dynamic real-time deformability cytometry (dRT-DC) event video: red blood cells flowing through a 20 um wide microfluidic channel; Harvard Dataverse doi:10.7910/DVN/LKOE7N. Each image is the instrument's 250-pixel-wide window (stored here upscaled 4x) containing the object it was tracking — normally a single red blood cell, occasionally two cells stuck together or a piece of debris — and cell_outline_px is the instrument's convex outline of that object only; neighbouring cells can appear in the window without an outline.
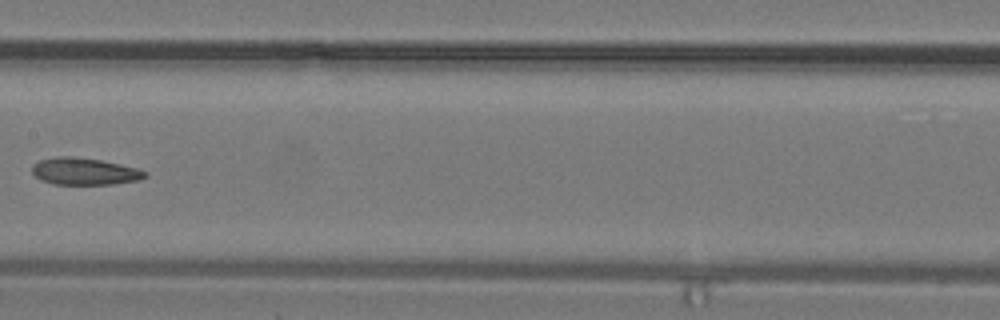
{"species": "common noctule bat (a hibernating species)", "species_latin": "Nyctalus noctula", "temperature_condition": "warm", "stored_images_in_passage": 22, "camera_frame_rate_fps": 3000, "um_per_image_px": 0.085, "animal": {"sex": "male", "body_mass_g": 19.2, "forearm_length_mm": 51.8}, "frame": {"image": 1, "passage_image": 19, "time_ms": 6.0, "image_size_px": [1000, 320], "cell_outline_px": [[148, 176], [140, 180], [112, 184], [52, 184], [40, 180], [32, 172], [32, 164], [40, 160], [56, 156], [72, 156], [100, 160], [120, 164], [136, 168], [148, 172]], "centroid_in_image_um": [7.18, 14.57], "position_along_channel_um": 200.2, "area_um2": 17.86}}